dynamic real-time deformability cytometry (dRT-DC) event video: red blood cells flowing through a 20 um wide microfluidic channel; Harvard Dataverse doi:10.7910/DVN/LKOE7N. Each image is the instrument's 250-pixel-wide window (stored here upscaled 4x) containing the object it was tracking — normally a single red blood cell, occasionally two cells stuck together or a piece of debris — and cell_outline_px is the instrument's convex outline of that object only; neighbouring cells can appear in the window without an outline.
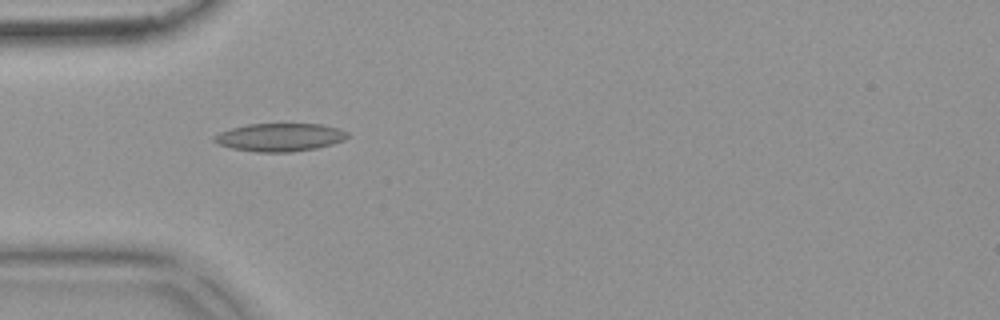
{"species": "common noctule bat (a hibernating species)", "species_latin": "Nyctalus noctula", "temperature_condition": "warm", "stored_images_in_passage": 52, "camera_frame_rate_fps": 3000, "um_per_image_px": 0.085, "animal": {"sex": "female", "body_mass_g": 18.4}, "frame": {"image": 1, "passage_image": 16, "time_ms": 5.0, "image_size_px": [1000, 320], "cell_outline_px": [[348, 136], [344, 140], [332, 144], [316, 148], [292, 152], [256, 152], [232, 148], [220, 144], [212, 140], [212, 136], [220, 132], [232, 128], [248, 124], [320, 124], [336, 128], [348, 132]], "centroid_in_image_um": [23.77, 11.67], "position_along_channel_um": 61.2, "area_um2": 21.68}}
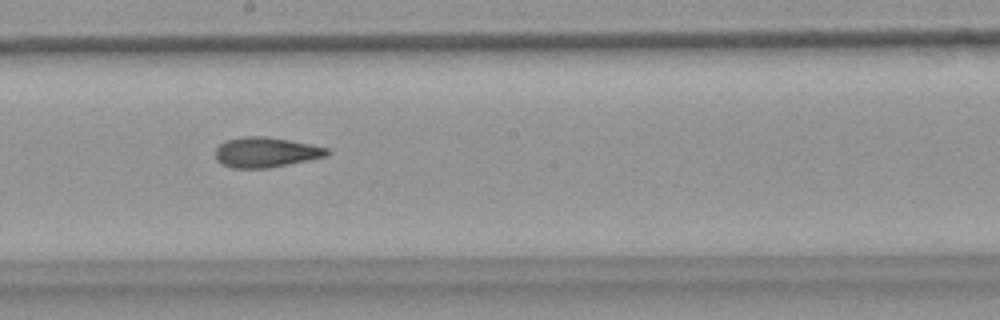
{"frame": {"image": 2, "passage_image": 29, "time_ms": 9.333, "image_size_px": [1000, 320], "cell_outline_px": [[332, 152], [324, 156], [308, 160], [268, 168], [232, 168], [220, 164], [216, 160], [216, 148], [220, 144], [228, 140], [244, 136], [264, 136], [288, 140], [328, 148]], "centroid_in_image_um": [22.56, 12.95], "position_along_channel_um": 225.6, "area_um2": 19.42}}
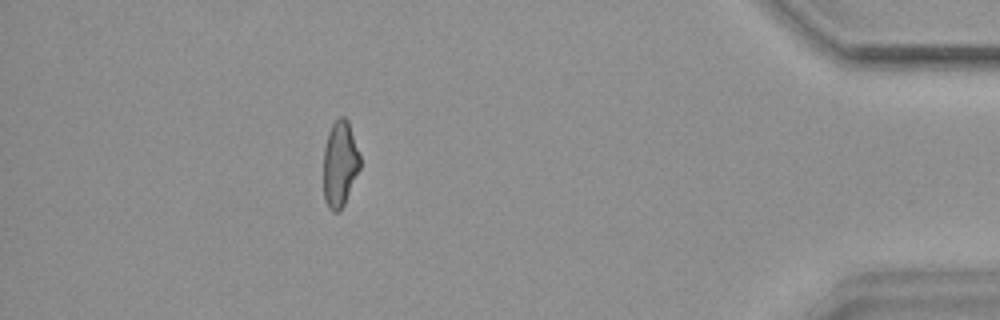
{"frame": {"image": 3, "passage_image": 47, "time_ms": 15.333, "image_size_px": [1000, 320], "cell_outline_px": [[360, 168], [344, 204], [340, 212], [332, 212], [328, 208], [324, 200], [324, 148], [328, 132], [332, 124], [340, 116], [344, 116], [348, 120], [360, 156]], "centroid_in_image_um": [28.88, 13.95], "position_along_channel_um": 406.3, "area_um2": 18.32}, "authors_computed_cell_mechanics": {"area_um2": 19.7965, "velocity_mm_per_s": 3.8401, "shape_relaxation_time_tau1_ms": null, "shape_relaxation_time_tau2_ms": 3.5344, "deformation_change_tau1": null, "deformation_change_tau2": 0.1195}}